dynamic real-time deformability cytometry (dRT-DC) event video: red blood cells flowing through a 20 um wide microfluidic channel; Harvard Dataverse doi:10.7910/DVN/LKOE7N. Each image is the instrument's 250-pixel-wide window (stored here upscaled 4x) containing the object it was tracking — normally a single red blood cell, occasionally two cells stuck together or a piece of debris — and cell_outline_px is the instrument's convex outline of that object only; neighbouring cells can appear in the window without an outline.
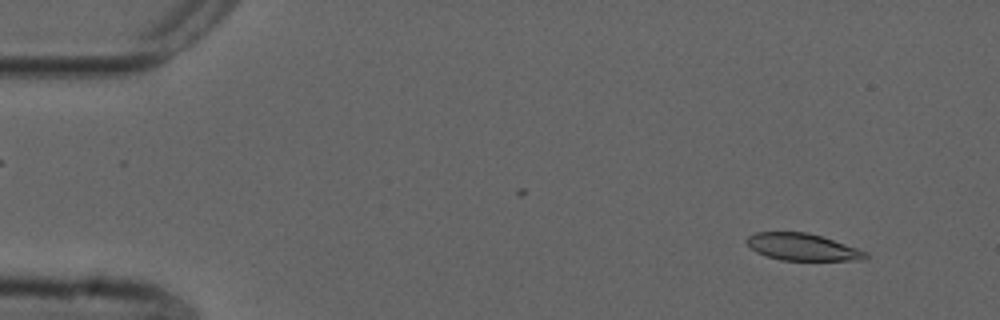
{"species": "common noctule bat (a hibernating species)", "species_latin": "Nyctalus noctula", "temperature_condition": "cold", "stored_images_in_passage": 17, "camera_frame_rate_fps": 3000, "um_per_image_px": 0.085, "animal": {"sex": "male", "forearm_length_mm": 52.5}, "frame": {"image": 1, "passage_image": 5, "time_ms": 1.333, "image_size_px": [1000, 320], "cell_outline_px": [[868, 256], [864, 260], [780, 260], [756, 252], [744, 240], [748, 236], [756, 232], [808, 232], [868, 252]], "centroid_in_image_um": [68.19, 21.0], "position_along_channel_um": 16.8, "area_um2": 18.5}}
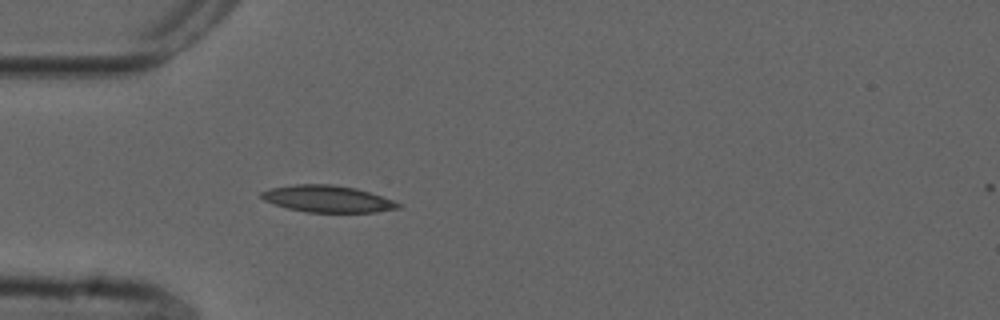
{"frame": {"image": 2, "passage_image": 16, "time_ms": 5.0, "image_size_px": [1000, 320], "cell_outline_px": [[404, 204], [400, 208], [376, 212], [308, 212], [288, 208], [264, 200], [260, 196], [260, 192], [272, 188], [296, 184], [332, 184], [356, 188]], "centroid_in_image_um": [27.87, 16.9], "position_along_channel_um": 57.1, "area_um2": 21.15}}